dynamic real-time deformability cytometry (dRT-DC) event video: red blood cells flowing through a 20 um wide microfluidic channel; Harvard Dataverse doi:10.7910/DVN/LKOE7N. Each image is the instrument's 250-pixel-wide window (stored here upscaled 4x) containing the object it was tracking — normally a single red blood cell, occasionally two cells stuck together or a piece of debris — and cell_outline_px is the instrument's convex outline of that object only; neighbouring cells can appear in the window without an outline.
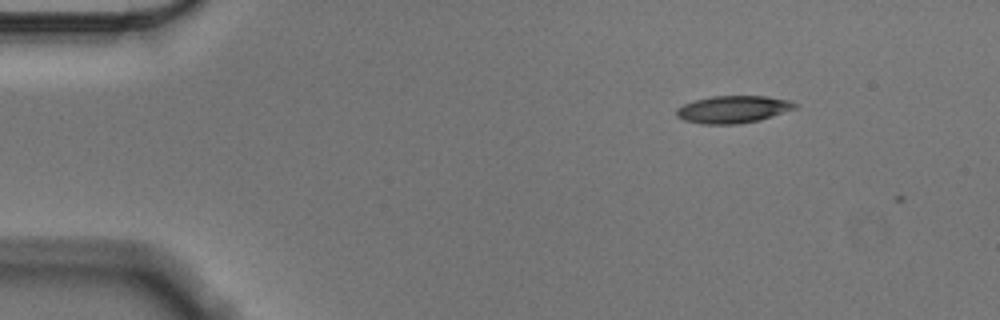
{"species": "Egyptian fruit bat (a non-hibernating species)", "species_latin": "Rousettus aegyptiacus", "temperature_condition": "cold", "stored_images_in_passage": 2, "camera_frame_rate_fps": 3000, "um_per_image_px": 0.085, "animal": {"sex": "male"}, "frame": {"image": 1, "passage_image": 1, "time_ms": 0.0, "image_size_px": [1000, 320], "cell_outline_px": [[796, 108], [760, 120], [740, 124], [704, 124], [684, 120], [676, 116], [676, 108], [684, 104], [696, 100], [712, 96], [768, 96], [788, 100], [796, 104]], "centroid_in_image_um": [62.29, 9.3], "position_along_channel_um": 22.7, "area_um2": 18.79}}